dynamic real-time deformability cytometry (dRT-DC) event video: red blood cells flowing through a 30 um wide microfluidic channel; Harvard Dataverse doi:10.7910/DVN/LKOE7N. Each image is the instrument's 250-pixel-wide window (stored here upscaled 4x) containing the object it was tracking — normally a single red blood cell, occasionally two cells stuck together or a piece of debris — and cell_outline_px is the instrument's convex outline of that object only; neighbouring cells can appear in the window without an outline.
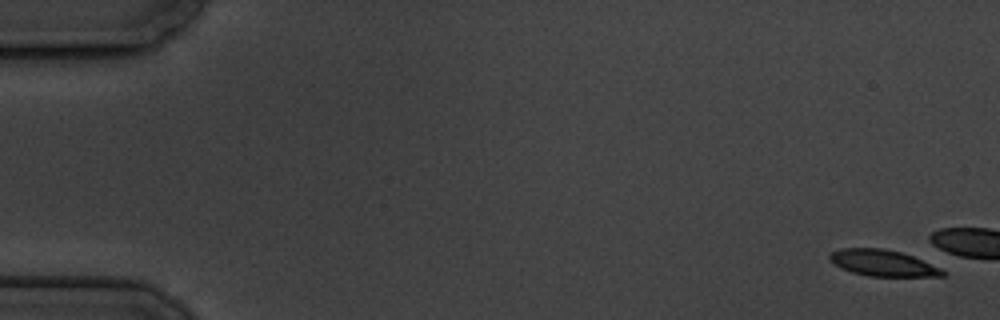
{"species": "common noctule bat (a hibernating species)", "species_latin": "Nyctalus noctula", "temperature_condition": "cold", "stored_images_in_passage": 1, "camera_frame_rate_fps": 3000, "um_per_image_px": 0.085, "animal": {"sex": "male", "body_mass_g": 19.5, "forearm_length_mm": 54.6}, "frame": {"image": 1, "passage_image": 1, "time_ms": 0.0, "image_size_px": [1000, 320], "cell_outline_px": [[944, 276], [868, 276], [852, 272], [840, 268], [828, 260], [828, 256], [832, 252], [840, 248], [884, 248], [900, 252], [912, 256], [940, 268], [944, 272]], "centroid_in_image_um": [74.97, 22.35], "position_along_channel_um": 10.0, "area_um2": 17.17}}